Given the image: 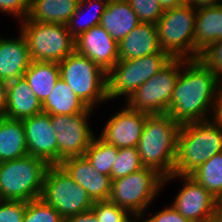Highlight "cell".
<instances>
[{
	"instance_id": "cell-41",
	"label": "cell",
	"mask_w": 222,
	"mask_h": 222,
	"mask_svg": "<svg viewBox=\"0 0 222 222\" xmlns=\"http://www.w3.org/2000/svg\"><path fill=\"white\" fill-rule=\"evenodd\" d=\"M211 222H222V199H216Z\"/></svg>"
},
{
	"instance_id": "cell-1",
	"label": "cell",
	"mask_w": 222,
	"mask_h": 222,
	"mask_svg": "<svg viewBox=\"0 0 222 222\" xmlns=\"http://www.w3.org/2000/svg\"><path fill=\"white\" fill-rule=\"evenodd\" d=\"M221 82L198 59L180 58L167 114L180 125L210 120Z\"/></svg>"
},
{
	"instance_id": "cell-34",
	"label": "cell",
	"mask_w": 222,
	"mask_h": 222,
	"mask_svg": "<svg viewBox=\"0 0 222 222\" xmlns=\"http://www.w3.org/2000/svg\"><path fill=\"white\" fill-rule=\"evenodd\" d=\"M197 59L222 81V40L207 46Z\"/></svg>"
},
{
	"instance_id": "cell-9",
	"label": "cell",
	"mask_w": 222,
	"mask_h": 222,
	"mask_svg": "<svg viewBox=\"0 0 222 222\" xmlns=\"http://www.w3.org/2000/svg\"><path fill=\"white\" fill-rule=\"evenodd\" d=\"M63 219L91 210L94 201L60 165H50L46 171L40 197Z\"/></svg>"
},
{
	"instance_id": "cell-31",
	"label": "cell",
	"mask_w": 222,
	"mask_h": 222,
	"mask_svg": "<svg viewBox=\"0 0 222 222\" xmlns=\"http://www.w3.org/2000/svg\"><path fill=\"white\" fill-rule=\"evenodd\" d=\"M22 222H64L61 215L41 198L27 202Z\"/></svg>"
},
{
	"instance_id": "cell-44",
	"label": "cell",
	"mask_w": 222,
	"mask_h": 222,
	"mask_svg": "<svg viewBox=\"0 0 222 222\" xmlns=\"http://www.w3.org/2000/svg\"><path fill=\"white\" fill-rule=\"evenodd\" d=\"M87 1H95V0H79V2H87ZM96 1H101V2H105L106 4H108L114 0H96Z\"/></svg>"
},
{
	"instance_id": "cell-20",
	"label": "cell",
	"mask_w": 222,
	"mask_h": 222,
	"mask_svg": "<svg viewBox=\"0 0 222 222\" xmlns=\"http://www.w3.org/2000/svg\"><path fill=\"white\" fill-rule=\"evenodd\" d=\"M42 112V103L24 77L7 82L6 118L23 120Z\"/></svg>"
},
{
	"instance_id": "cell-40",
	"label": "cell",
	"mask_w": 222,
	"mask_h": 222,
	"mask_svg": "<svg viewBox=\"0 0 222 222\" xmlns=\"http://www.w3.org/2000/svg\"><path fill=\"white\" fill-rule=\"evenodd\" d=\"M7 98V82L0 80V118L5 117Z\"/></svg>"
},
{
	"instance_id": "cell-2",
	"label": "cell",
	"mask_w": 222,
	"mask_h": 222,
	"mask_svg": "<svg viewBox=\"0 0 222 222\" xmlns=\"http://www.w3.org/2000/svg\"><path fill=\"white\" fill-rule=\"evenodd\" d=\"M180 127L168 114L146 118L136 147L144 167L155 169L164 178L173 174Z\"/></svg>"
},
{
	"instance_id": "cell-14",
	"label": "cell",
	"mask_w": 222,
	"mask_h": 222,
	"mask_svg": "<svg viewBox=\"0 0 222 222\" xmlns=\"http://www.w3.org/2000/svg\"><path fill=\"white\" fill-rule=\"evenodd\" d=\"M148 116L125 104L123 109L106 121L99 137L118 149L137 147Z\"/></svg>"
},
{
	"instance_id": "cell-16",
	"label": "cell",
	"mask_w": 222,
	"mask_h": 222,
	"mask_svg": "<svg viewBox=\"0 0 222 222\" xmlns=\"http://www.w3.org/2000/svg\"><path fill=\"white\" fill-rule=\"evenodd\" d=\"M29 155L57 165L56 132L50 123V115L40 113L22 120Z\"/></svg>"
},
{
	"instance_id": "cell-17",
	"label": "cell",
	"mask_w": 222,
	"mask_h": 222,
	"mask_svg": "<svg viewBox=\"0 0 222 222\" xmlns=\"http://www.w3.org/2000/svg\"><path fill=\"white\" fill-rule=\"evenodd\" d=\"M60 165L86 190L93 201L109 199L112 182L110 176L99 173L84 155L67 158Z\"/></svg>"
},
{
	"instance_id": "cell-24",
	"label": "cell",
	"mask_w": 222,
	"mask_h": 222,
	"mask_svg": "<svg viewBox=\"0 0 222 222\" xmlns=\"http://www.w3.org/2000/svg\"><path fill=\"white\" fill-rule=\"evenodd\" d=\"M29 155L22 120L0 118V162Z\"/></svg>"
},
{
	"instance_id": "cell-38",
	"label": "cell",
	"mask_w": 222,
	"mask_h": 222,
	"mask_svg": "<svg viewBox=\"0 0 222 222\" xmlns=\"http://www.w3.org/2000/svg\"><path fill=\"white\" fill-rule=\"evenodd\" d=\"M210 120L216 125L222 128V82L218 91L216 102L213 106Z\"/></svg>"
},
{
	"instance_id": "cell-7",
	"label": "cell",
	"mask_w": 222,
	"mask_h": 222,
	"mask_svg": "<svg viewBox=\"0 0 222 222\" xmlns=\"http://www.w3.org/2000/svg\"><path fill=\"white\" fill-rule=\"evenodd\" d=\"M196 10L191 4L166 9L156 23L159 46L172 58L194 59Z\"/></svg>"
},
{
	"instance_id": "cell-45",
	"label": "cell",
	"mask_w": 222,
	"mask_h": 222,
	"mask_svg": "<svg viewBox=\"0 0 222 222\" xmlns=\"http://www.w3.org/2000/svg\"><path fill=\"white\" fill-rule=\"evenodd\" d=\"M184 4H193L194 0H181Z\"/></svg>"
},
{
	"instance_id": "cell-23",
	"label": "cell",
	"mask_w": 222,
	"mask_h": 222,
	"mask_svg": "<svg viewBox=\"0 0 222 222\" xmlns=\"http://www.w3.org/2000/svg\"><path fill=\"white\" fill-rule=\"evenodd\" d=\"M79 0H31L26 19L43 23L67 24Z\"/></svg>"
},
{
	"instance_id": "cell-36",
	"label": "cell",
	"mask_w": 222,
	"mask_h": 222,
	"mask_svg": "<svg viewBox=\"0 0 222 222\" xmlns=\"http://www.w3.org/2000/svg\"><path fill=\"white\" fill-rule=\"evenodd\" d=\"M30 3L31 0H0V12L16 16L20 22L27 17Z\"/></svg>"
},
{
	"instance_id": "cell-22",
	"label": "cell",
	"mask_w": 222,
	"mask_h": 222,
	"mask_svg": "<svg viewBox=\"0 0 222 222\" xmlns=\"http://www.w3.org/2000/svg\"><path fill=\"white\" fill-rule=\"evenodd\" d=\"M140 23L127 0H114L106 5L99 25L119 43Z\"/></svg>"
},
{
	"instance_id": "cell-18",
	"label": "cell",
	"mask_w": 222,
	"mask_h": 222,
	"mask_svg": "<svg viewBox=\"0 0 222 222\" xmlns=\"http://www.w3.org/2000/svg\"><path fill=\"white\" fill-rule=\"evenodd\" d=\"M18 35L0 37V80L5 82L22 78L32 61L24 35L21 31Z\"/></svg>"
},
{
	"instance_id": "cell-26",
	"label": "cell",
	"mask_w": 222,
	"mask_h": 222,
	"mask_svg": "<svg viewBox=\"0 0 222 222\" xmlns=\"http://www.w3.org/2000/svg\"><path fill=\"white\" fill-rule=\"evenodd\" d=\"M23 77L28 82L35 96L43 103L52 93L60 78L59 64L32 60Z\"/></svg>"
},
{
	"instance_id": "cell-5",
	"label": "cell",
	"mask_w": 222,
	"mask_h": 222,
	"mask_svg": "<svg viewBox=\"0 0 222 222\" xmlns=\"http://www.w3.org/2000/svg\"><path fill=\"white\" fill-rule=\"evenodd\" d=\"M164 177L155 169L143 167L129 175L112 180L109 201L132 216L142 218L163 187Z\"/></svg>"
},
{
	"instance_id": "cell-15",
	"label": "cell",
	"mask_w": 222,
	"mask_h": 222,
	"mask_svg": "<svg viewBox=\"0 0 222 222\" xmlns=\"http://www.w3.org/2000/svg\"><path fill=\"white\" fill-rule=\"evenodd\" d=\"M75 51L87 56L106 72L119 61L118 42L101 25L75 38Z\"/></svg>"
},
{
	"instance_id": "cell-25",
	"label": "cell",
	"mask_w": 222,
	"mask_h": 222,
	"mask_svg": "<svg viewBox=\"0 0 222 222\" xmlns=\"http://www.w3.org/2000/svg\"><path fill=\"white\" fill-rule=\"evenodd\" d=\"M89 107L61 78L52 93L42 103V111L49 115H72L85 112Z\"/></svg>"
},
{
	"instance_id": "cell-30",
	"label": "cell",
	"mask_w": 222,
	"mask_h": 222,
	"mask_svg": "<svg viewBox=\"0 0 222 222\" xmlns=\"http://www.w3.org/2000/svg\"><path fill=\"white\" fill-rule=\"evenodd\" d=\"M139 153L136 147L119 148L117 158L111 169V180H116L142 169Z\"/></svg>"
},
{
	"instance_id": "cell-6",
	"label": "cell",
	"mask_w": 222,
	"mask_h": 222,
	"mask_svg": "<svg viewBox=\"0 0 222 222\" xmlns=\"http://www.w3.org/2000/svg\"><path fill=\"white\" fill-rule=\"evenodd\" d=\"M58 64L60 78L89 108L108 101L107 72L87 56L74 50Z\"/></svg>"
},
{
	"instance_id": "cell-35",
	"label": "cell",
	"mask_w": 222,
	"mask_h": 222,
	"mask_svg": "<svg viewBox=\"0 0 222 222\" xmlns=\"http://www.w3.org/2000/svg\"><path fill=\"white\" fill-rule=\"evenodd\" d=\"M27 202L0 200V222H22Z\"/></svg>"
},
{
	"instance_id": "cell-11",
	"label": "cell",
	"mask_w": 222,
	"mask_h": 222,
	"mask_svg": "<svg viewBox=\"0 0 222 222\" xmlns=\"http://www.w3.org/2000/svg\"><path fill=\"white\" fill-rule=\"evenodd\" d=\"M179 73L180 58H172L158 73L124 100L126 105L148 115L167 114Z\"/></svg>"
},
{
	"instance_id": "cell-32",
	"label": "cell",
	"mask_w": 222,
	"mask_h": 222,
	"mask_svg": "<svg viewBox=\"0 0 222 222\" xmlns=\"http://www.w3.org/2000/svg\"><path fill=\"white\" fill-rule=\"evenodd\" d=\"M91 210L97 222H130L134 218L127 210L109 200L94 201Z\"/></svg>"
},
{
	"instance_id": "cell-10",
	"label": "cell",
	"mask_w": 222,
	"mask_h": 222,
	"mask_svg": "<svg viewBox=\"0 0 222 222\" xmlns=\"http://www.w3.org/2000/svg\"><path fill=\"white\" fill-rule=\"evenodd\" d=\"M171 59L172 57L167 52H159L136 59L119 60L107 72L108 100L121 96H125L127 100Z\"/></svg>"
},
{
	"instance_id": "cell-21",
	"label": "cell",
	"mask_w": 222,
	"mask_h": 222,
	"mask_svg": "<svg viewBox=\"0 0 222 222\" xmlns=\"http://www.w3.org/2000/svg\"><path fill=\"white\" fill-rule=\"evenodd\" d=\"M222 40V4L196 10L194 59L207 46Z\"/></svg>"
},
{
	"instance_id": "cell-19",
	"label": "cell",
	"mask_w": 222,
	"mask_h": 222,
	"mask_svg": "<svg viewBox=\"0 0 222 222\" xmlns=\"http://www.w3.org/2000/svg\"><path fill=\"white\" fill-rule=\"evenodd\" d=\"M119 60L136 59L162 51L156 24L141 22L119 43Z\"/></svg>"
},
{
	"instance_id": "cell-43",
	"label": "cell",
	"mask_w": 222,
	"mask_h": 222,
	"mask_svg": "<svg viewBox=\"0 0 222 222\" xmlns=\"http://www.w3.org/2000/svg\"><path fill=\"white\" fill-rule=\"evenodd\" d=\"M157 1L164 10L184 5V3L181 0H157Z\"/></svg>"
},
{
	"instance_id": "cell-33",
	"label": "cell",
	"mask_w": 222,
	"mask_h": 222,
	"mask_svg": "<svg viewBox=\"0 0 222 222\" xmlns=\"http://www.w3.org/2000/svg\"><path fill=\"white\" fill-rule=\"evenodd\" d=\"M140 22L156 24L164 9L157 0H127Z\"/></svg>"
},
{
	"instance_id": "cell-42",
	"label": "cell",
	"mask_w": 222,
	"mask_h": 222,
	"mask_svg": "<svg viewBox=\"0 0 222 222\" xmlns=\"http://www.w3.org/2000/svg\"><path fill=\"white\" fill-rule=\"evenodd\" d=\"M222 4V0H194L192 4L196 9L202 7L218 6Z\"/></svg>"
},
{
	"instance_id": "cell-27",
	"label": "cell",
	"mask_w": 222,
	"mask_h": 222,
	"mask_svg": "<svg viewBox=\"0 0 222 222\" xmlns=\"http://www.w3.org/2000/svg\"><path fill=\"white\" fill-rule=\"evenodd\" d=\"M190 176L216 199H222V152L213 155Z\"/></svg>"
},
{
	"instance_id": "cell-8",
	"label": "cell",
	"mask_w": 222,
	"mask_h": 222,
	"mask_svg": "<svg viewBox=\"0 0 222 222\" xmlns=\"http://www.w3.org/2000/svg\"><path fill=\"white\" fill-rule=\"evenodd\" d=\"M30 58L33 61L55 62L64 60L75 50V39L66 24L21 21Z\"/></svg>"
},
{
	"instance_id": "cell-46",
	"label": "cell",
	"mask_w": 222,
	"mask_h": 222,
	"mask_svg": "<svg viewBox=\"0 0 222 222\" xmlns=\"http://www.w3.org/2000/svg\"><path fill=\"white\" fill-rule=\"evenodd\" d=\"M136 219V220H135ZM141 222V219L138 217L133 218L130 222Z\"/></svg>"
},
{
	"instance_id": "cell-29",
	"label": "cell",
	"mask_w": 222,
	"mask_h": 222,
	"mask_svg": "<svg viewBox=\"0 0 222 222\" xmlns=\"http://www.w3.org/2000/svg\"><path fill=\"white\" fill-rule=\"evenodd\" d=\"M106 3L101 1H87V2H79V5L76 9V11L73 13V15L70 17L69 22L66 24L68 31L70 32V35L75 39L83 32H86L90 28L99 25L100 19L102 17V14L104 13V10L106 8ZM97 8L96 12L95 10H92V13L89 12L87 19H82V22L79 21V18L81 20V15L85 12L84 10L87 8ZM90 11V10H89ZM94 11V13H93ZM87 13V12H86ZM85 15V14H84Z\"/></svg>"
},
{
	"instance_id": "cell-4",
	"label": "cell",
	"mask_w": 222,
	"mask_h": 222,
	"mask_svg": "<svg viewBox=\"0 0 222 222\" xmlns=\"http://www.w3.org/2000/svg\"><path fill=\"white\" fill-rule=\"evenodd\" d=\"M49 166L45 160L32 155L0 162V200L39 199Z\"/></svg>"
},
{
	"instance_id": "cell-12",
	"label": "cell",
	"mask_w": 222,
	"mask_h": 222,
	"mask_svg": "<svg viewBox=\"0 0 222 222\" xmlns=\"http://www.w3.org/2000/svg\"><path fill=\"white\" fill-rule=\"evenodd\" d=\"M93 109L72 115H50V123L56 132L57 164L76 156H83L95 137L88 120Z\"/></svg>"
},
{
	"instance_id": "cell-13",
	"label": "cell",
	"mask_w": 222,
	"mask_h": 222,
	"mask_svg": "<svg viewBox=\"0 0 222 222\" xmlns=\"http://www.w3.org/2000/svg\"><path fill=\"white\" fill-rule=\"evenodd\" d=\"M175 178H182L183 187L171 206L191 222H211L216 198L190 175L172 174L164 178L163 186Z\"/></svg>"
},
{
	"instance_id": "cell-39",
	"label": "cell",
	"mask_w": 222,
	"mask_h": 222,
	"mask_svg": "<svg viewBox=\"0 0 222 222\" xmlns=\"http://www.w3.org/2000/svg\"><path fill=\"white\" fill-rule=\"evenodd\" d=\"M64 222H97L96 216L92 210L80 213L64 219Z\"/></svg>"
},
{
	"instance_id": "cell-3",
	"label": "cell",
	"mask_w": 222,
	"mask_h": 222,
	"mask_svg": "<svg viewBox=\"0 0 222 222\" xmlns=\"http://www.w3.org/2000/svg\"><path fill=\"white\" fill-rule=\"evenodd\" d=\"M222 152V128L211 120L181 125L173 174L190 175L213 155Z\"/></svg>"
},
{
	"instance_id": "cell-37",
	"label": "cell",
	"mask_w": 222,
	"mask_h": 222,
	"mask_svg": "<svg viewBox=\"0 0 222 222\" xmlns=\"http://www.w3.org/2000/svg\"><path fill=\"white\" fill-rule=\"evenodd\" d=\"M143 222H191L183 217L173 206H167L161 211H157L152 217H143Z\"/></svg>"
},
{
	"instance_id": "cell-28",
	"label": "cell",
	"mask_w": 222,
	"mask_h": 222,
	"mask_svg": "<svg viewBox=\"0 0 222 222\" xmlns=\"http://www.w3.org/2000/svg\"><path fill=\"white\" fill-rule=\"evenodd\" d=\"M118 148L94 137L84 156L99 173L111 177V169L117 158Z\"/></svg>"
}]
</instances>
